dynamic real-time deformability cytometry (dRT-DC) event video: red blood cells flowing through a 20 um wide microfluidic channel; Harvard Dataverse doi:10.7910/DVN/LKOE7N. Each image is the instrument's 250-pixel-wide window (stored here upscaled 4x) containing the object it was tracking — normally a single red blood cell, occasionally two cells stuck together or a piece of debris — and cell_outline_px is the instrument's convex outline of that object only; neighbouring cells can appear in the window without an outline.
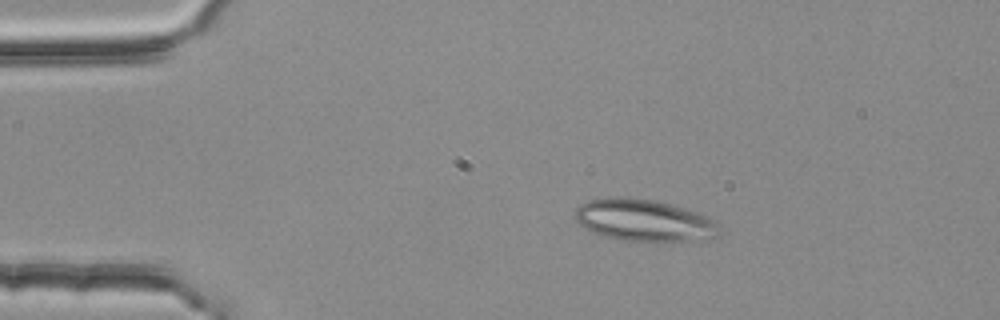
{"species": "common noctule bat (a hibernating species)", "species_latin": "Nyctalus noctula", "temperature_condition": "room temperature", "stored_images_in_passage": 2, "camera_frame_rate_fps": 3000, "um_per_image_px": 0.085, "animal": {"sex": "female", "body_mass_g": 25.1}, "frame": {"image": 1, "passage_image": 1, "time_ms": 0.0, "image_size_px": [1000, 320], "cell_outline_px": [[720, 236], [716, 240], [672, 244], [620, 240], [604, 236], [592, 232], [584, 228], [576, 220], [576, 208], [580, 204], [588, 200], [620, 196], [656, 200], [700, 212], [716, 220]], "centroid_in_image_um": [54.88, 18.79], "position_along_channel_um": 30.1, "area_um2": 36.82}}